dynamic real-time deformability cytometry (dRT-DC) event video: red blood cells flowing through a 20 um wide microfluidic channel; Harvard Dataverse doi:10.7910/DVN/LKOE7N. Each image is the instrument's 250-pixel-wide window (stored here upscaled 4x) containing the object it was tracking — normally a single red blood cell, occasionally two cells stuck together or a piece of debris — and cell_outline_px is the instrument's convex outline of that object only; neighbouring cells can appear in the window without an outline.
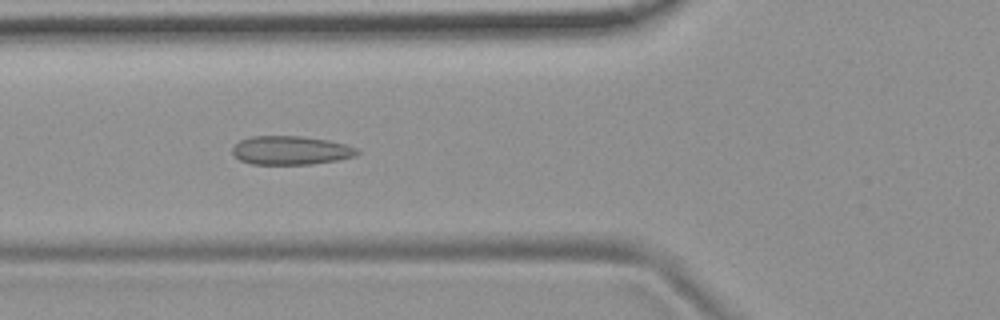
{"species": "common noctule bat (a hibernating species)", "species_latin": "Nyctalus noctula", "temperature_condition": "room temperature", "stored_images_in_passage": 54, "camera_frame_rate_fps": 3000, "um_per_image_px": 0.085, "animal": {"sex": "female", "body_mass_g": 19.9}, "frame": {"image": 1, "passage_image": 20, "time_ms": 6.333, "image_size_px": [1000, 320], "cell_outline_px": [[360, 152], [356, 156], [336, 160], [312, 164], [252, 164], [240, 160], [232, 152], [232, 148], [240, 140], [252, 136], [300, 136], [328, 140], [348, 144], [356, 148]], "centroid_in_image_um": [24.74, 12.77], "position_along_channel_um": 101.1, "area_um2": 20.87}}
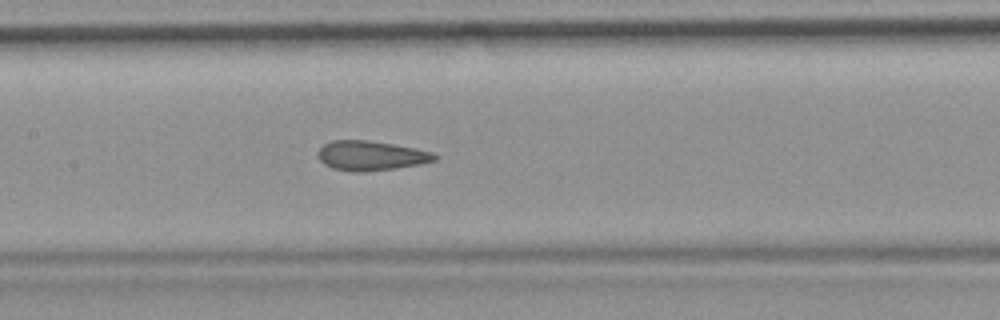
{"frame": {"image": 2, "passage_image": 26, "time_ms": 8.333, "image_size_px": [1000, 320], "cell_outline_px": [[440, 156], [436, 160], [420, 164], [396, 168], [364, 172], [356, 172], [332, 168], [324, 164], [320, 160], [316, 152], [324, 144], [332, 140], [368, 140], [416, 148], [432, 152]], "centroid_in_image_um": [31.53, 13.23], "position_along_channel_um": 175.9, "area_um2": 20.23}}
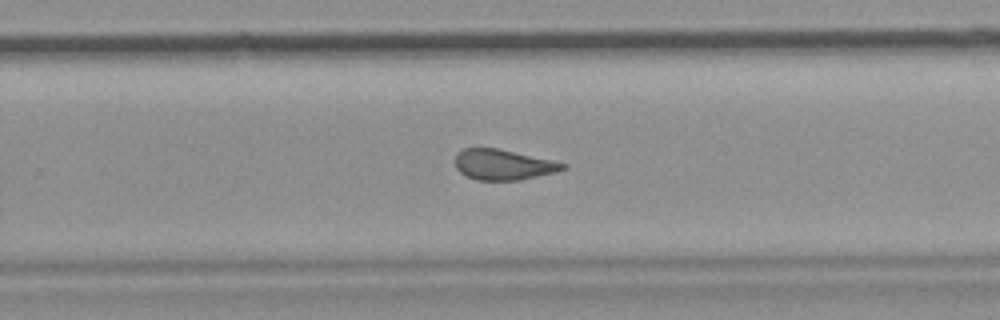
{"frame": {"image": 3, "passage_image": 35, "time_ms": 11.333, "image_size_px": [1000, 320], "cell_outline_px": [[568, 168], [556, 172], [520, 180], [476, 180], [460, 172], [456, 168], [456, 152], [464, 148], [496, 148], [552, 160], [568, 164]], "centroid_in_image_um": [42.79, 14.0], "position_along_channel_um": 287.0, "area_um2": 19.07}, "authors_computed_cell_mechanics": {"area_um2": 20.7791, "velocity_mm_per_s": 3.7256, "shape_relaxation_time_tau1_ms": null, "shape_relaxation_time_tau2_ms": 1.8586, "deformation_change_tau1": null, "deformation_change_tau2": 0.0945}}